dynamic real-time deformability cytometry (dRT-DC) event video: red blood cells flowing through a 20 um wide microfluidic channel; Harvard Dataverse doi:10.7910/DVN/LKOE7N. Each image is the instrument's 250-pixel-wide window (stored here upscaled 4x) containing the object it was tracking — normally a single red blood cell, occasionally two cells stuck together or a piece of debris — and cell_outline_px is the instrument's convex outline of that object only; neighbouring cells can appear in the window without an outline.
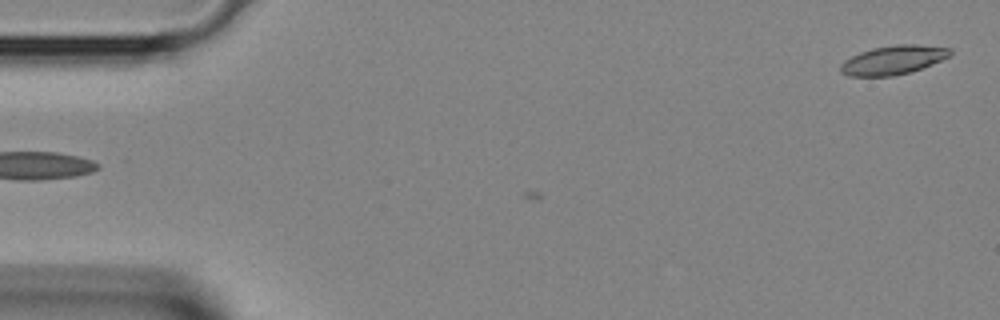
{"species": "Egyptian fruit bat (a non-hibernating species)", "species_latin": "Rousettus aegyptiacus", "temperature_condition": "room temperature", "stored_images_in_passage": 2, "camera_frame_rate_fps": 3000, "um_per_image_px": 0.085, "animal": {"sex": "female"}, "frame": {"image": 1, "passage_image": 2, "time_ms": 0.333, "image_size_px": [1000, 320], "cell_outline_px": [[952, 52], [948, 56], [940, 60], [920, 68], [908, 72], [892, 76], [848, 76], [840, 72], [840, 64], [844, 60], [860, 52], [872, 48], [896, 44], [916, 44], [952, 48]], "centroid_in_image_um": [75.88, 5.09], "position_along_channel_um": 9.1, "area_um2": 18.32}}